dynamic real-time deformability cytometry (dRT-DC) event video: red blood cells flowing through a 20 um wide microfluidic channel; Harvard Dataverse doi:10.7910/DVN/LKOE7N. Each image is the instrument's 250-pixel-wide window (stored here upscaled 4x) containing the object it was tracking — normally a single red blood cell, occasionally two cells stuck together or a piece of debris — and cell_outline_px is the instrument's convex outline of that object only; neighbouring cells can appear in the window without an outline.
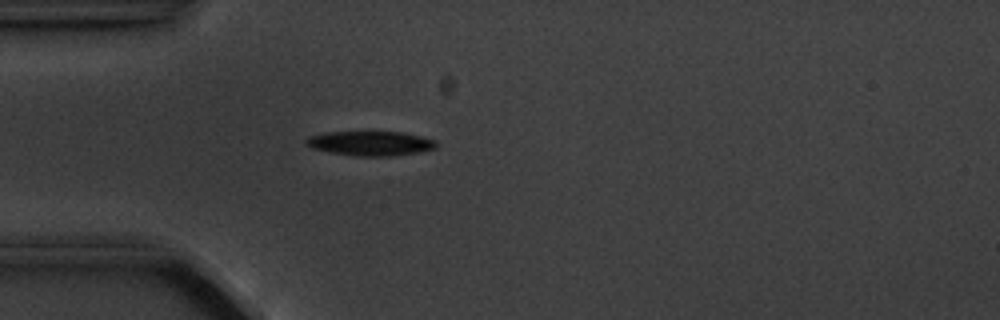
{"species": "common noctule bat (a hibernating species)", "species_latin": "Nyctalus noctula", "temperature_condition": "cold", "stored_images_in_passage": 3, "camera_frame_rate_fps": 3000, "um_per_image_px": 0.085, "animal": {"sex": "male", "body_mass_g": 20.1, "forearm_length_mm": 53.5}, "frame": {"image": 1, "passage_image": 3, "time_ms": 2.0, "image_size_px": [1000, 320], "cell_outline_px": [[436, 148], [420, 152], [388, 156], [356, 156], [332, 152], [312, 148], [304, 144], [304, 140], [308, 136], [324, 132], [400, 132], [420, 136], [436, 140]], "centroid_in_image_um": [31.45, 12.18], "position_along_channel_um": 53.5, "area_um2": 18.55}}